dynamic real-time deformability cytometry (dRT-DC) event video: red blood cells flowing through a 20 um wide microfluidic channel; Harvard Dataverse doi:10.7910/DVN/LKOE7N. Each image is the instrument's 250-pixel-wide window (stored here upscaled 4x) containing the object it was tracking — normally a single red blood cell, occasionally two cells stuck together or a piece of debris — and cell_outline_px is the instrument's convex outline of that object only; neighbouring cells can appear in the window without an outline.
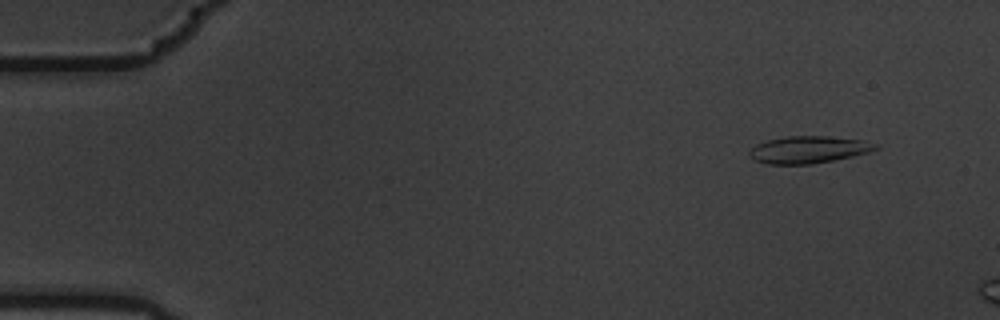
{"species": "common noctule bat (a hibernating species)", "species_latin": "Nyctalus noctula", "temperature_condition": "warm", "stored_images_in_passage": 4, "camera_frame_rate_fps": 3000, "um_per_image_px": 0.085, "animal": {"sex": "male", "body_mass_g": 19.5, "forearm_length_mm": 54.6}, "frame": {"image": 1, "passage_image": 2, "time_ms": 0.333, "image_size_px": [1000, 320], "cell_outline_px": [[880, 148], [868, 152], [852, 156], [812, 164], [768, 164], [756, 160], [748, 156], [748, 152], [756, 144], [768, 140], [788, 136], [828, 136], [860, 140], [880, 144]], "centroid_in_image_um": [68.73, 12.72], "position_along_channel_um": 16.3, "area_um2": 19.83}}